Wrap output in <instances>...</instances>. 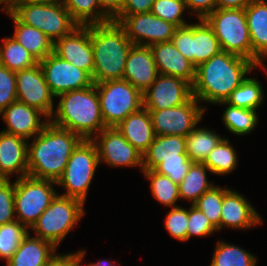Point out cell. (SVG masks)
<instances>
[{
  "instance_id": "6da1fadb",
  "label": "cell",
  "mask_w": 267,
  "mask_h": 266,
  "mask_svg": "<svg viewBox=\"0 0 267 266\" xmlns=\"http://www.w3.org/2000/svg\"><path fill=\"white\" fill-rule=\"evenodd\" d=\"M255 67L246 58L221 51L196 67L192 96L208 105L226 101Z\"/></svg>"
},
{
  "instance_id": "7a4b0ae2",
  "label": "cell",
  "mask_w": 267,
  "mask_h": 266,
  "mask_svg": "<svg viewBox=\"0 0 267 266\" xmlns=\"http://www.w3.org/2000/svg\"><path fill=\"white\" fill-rule=\"evenodd\" d=\"M32 140L28 142V176L57 182L83 139L49 121Z\"/></svg>"
},
{
  "instance_id": "3957f363",
  "label": "cell",
  "mask_w": 267,
  "mask_h": 266,
  "mask_svg": "<svg viewBox=\"0 0 267 266\" xmlns=\"http://www.w3.org/2000/svg\"><path fill=\"white\" fill-rule=\"evenodd\" d=\"M56 98L60 100L49 119L52 124L79 135L83 140H92L106 128L95 84L64 92Z\"/></svg>"
},
{
  "instance_id": "277c9868",
  "label": "cell",
  "mask_w": 267,
  "mask_h": 266,
  "mask_svg": "<svg viewBox=\"0 0 267 266\" xmlns=\"http://www.w3.org/2000/svg\"><path fill=\"white\" fill-rule=\"evenodd\" d=\"M94 54L93 84L123 79L126 59L134 45L115 21L90 25Z\"/></svg>"
},
{
  "instance_id": "5b68a950",
  "label": "cell",
  "mask_w": 267,
  "mask_h": 266,
  "mask_svg": "<svg viewBox=\"0 0 267 266\" xmlns=\"http://www.w3.org/2000/svg\"><path fill=\"white\" fill-rule=\"evenodd\" d=\"M11 13L22 23L35 27L55 43L79 25L72 19L62 0L53 2L21 1Z\"/></svg>"
},
{
  "instance_id": "8992f818",
  "label": "cell",
  "mask_w": 267,
  "mask_h": 266,
  "mask_svg": "<svg viewBox=\"0 0 267 266\" xmlns=\"http://www.w3.org/2000/svg\"><path fill=\"white\" fill-rule=\"evenodd\" d=\"M85 213L82 201L57 194L31 230L36 232V237L58 248Z\"/></svg>"
},
{
  "instance_id": "52a82bcc",
  "label": "cell",
  "mask_w": 267,
  "mask_h": 266,
  "mask_svg": "<svg viewBox=\"0 0 267 266\" xmlns=\"http://www.w3.org/2000/svg\"><path fill=\"white\" fill-rule=\"evenodd\" d=\"M204 20L217 37L222 51L252 61V45L244 9H215Z\"/></svg>"
},
{
  "instance_id": "ba28073f",
  "label": "cell",
  "mask_w": 267,
  "mask_h": 266,
  "mask_svg": "<svg viewBox=\"0 0 267 266\" xmlns=\"http://www.w3.org/2000/svg\"><path fill=\"white\" fill-rule=\"evenodd\" d=\"M100 162L96 145L92 140H82L71 154L65 170L56 185L66 191L63 196L86 201L90 184Z\"/></svg>"
},
{
  "instance_id": "9c48e42d",
  "label": "cell",
  "mask_w": 267,
  "mask_h": 266,
  "mask_svg": "<svg viewBox=\"0 0 267 266\" xmlns=\"http://www.w3.org/2000/svg\"><path fill=\"white\" fill-rule=\"evenodd\" d=\"M56 182L31 176L15 180V217L28 231L56 197Z\"/></svg>"
},
{
  "instance_id": "30bf717a",
  "label": "cell",
  "mask_w": 267,
  "mask_h": 266,
  "mask_svg": "<svg viewBox=\"0 0 267 266\" xmlns=\"http://www.w3.org/2000/svg\"><path fill=\"white\" fill-rule=\"evenodd\" d=\"M106 127H115L129 114L143 107L142 93L125 79L95 84Z\"/></svg>"
},
{
  "instance_id": "8fae6325",
  "label": "cell",
  "mask_w": 267,
  "mask_h": 266,
  "mask_svg": "<svg viewBox=\"0 0 267 266\" xmlns=\"http://www.w3.org/2000/svg\"><path fill=\"white\" fill-rule=\"evenodd\" d=\"M177 27L172 42L196 67L222 51L211 27L204 19Z\"/></svg>"
},
{
  "instance_id": "7c38bea8",
  "label": "cell",
  "mask_w": 267,
  "mask_h": 266,
  "mask_svg": "<svg viewBox=\"0 0 267 266\" xmlns=\"http://www.w3.org/2000/svg\"><path fill=\"white\" fill-rule=\"evenodd\" d=\"M192 96L183 105L162 110H148L155 135H181L186 137L202 120L205 105Z\"/></svg>"
},
{
  "instance_id": "4fadbf2b",
  "label": "cell",
  "mask_w": 267,
  "mask_h": 266,
  "mask_svg": "<svg viewBox=\"0 0 267 266\" xmlns=\"http://www.w3.org/2000/svg\"><path fill=\"white\" fill-rule=\"evenodd\" d=\"M112 20L124 29L134 45L148 47L156 43L171 42L177 28L151 12L116 15Z\"/></svg>"
},
{
  "instance_id": "5bb4252c",
  "label": "cell",
  "mask_w": 267,
  "mask_h": 266,
  "mask_svg": "<svg viewBox=\"0 0 267 266\" xmlns=\"http://www.w3.org/2000/svg\"><path fill=\"white\" fill-rule=\"evenodd\" d=\"M92 141L96 145L99 162L110 167H140L143 171V155L133 147L116 127H106Z\"/></svg>"
},
{
  "instance_id": "9a60e30c",
  "label": "cell",
  "mask_w": 267,
  "mask_h": 266,
  "mask_svg": "<svg viewBox=\"0 0 267 266\" xmlns=\"http://www.w3.org/2000/svg\"><path fill=\"white\" fill-rule=\"evenodd\" d=\"M51 93L58 95L93 85L92 77L82 69L60 58L54 52L38 62Z\"/></svg>"
},
{
  "instance_id": "2e32d148",
  "label": "cell",
  "mask_w": 267,
  "mask_h": 266,
  "mask_svg": "<svg viewBox=\"0 0 267 266\" xmlns=\"http://www.w3.org/2000/svg\"><path fill=\"white\" fill-rule=\"evenodd\" d=\"M17 101L43 112L50 119L54 112L55 96L45 81L43 71L35 66L15 72Z\"/></svg>"
},
{
  "instance_id": "e0dca14e",
  "label": "cell",
  "mask_w": 267,
  "mask_h": 266,
  "mask_svg": "<svg viewBox=\"0 0 267 266\" xmlns=\"http://www.w3.org/2000/svg\"><path fill=\"white\" fill-rule=\"evenodd\" d=\"M142 96L147 110H162L186 103L192 97V86L183 79L159 74Z\"/></svg>"
},
{
  "instance_id": "ac0fdd59",
  "label": "cell",
  "mask_w": 267,
  "mask_h": 266,
  "mask_svg": "<svg viewBox=\"0 0 267 266\" xmlns=\"http://www.w3.org/2000/svg\"><path fill=\"white\" fill-rule=\"evenodd\" d=\"M53 52L91 77L94 72V54L90 38V25L78 26L69 35L53 45Z\"/></svg>"
},
{
  "instance_id": "d6986e66",
  "label": "cell",
  "mask_w": 267,
  "mask_h": 266,
  "mask_svg": "<svg viewBox=\"0 0 267 266\" xmlns=\"http://www.w3.org/2000/svg\"><path fill=\"white\" fill-rule=\"evenodd\" d=\"M6 125L3 132L32 139L49 123L47 116L40 110L16 101L0 112ZM45 117L43 120L42 118ZM43 121V122H42Z\"/></svg>"
},
{
  "instance_id": "ffe728a7",
  "label": "cell",
  "mask_w": 267,
  "mask_h": 266,
  "mask_svg": "<svg viewBox=\"0 0 267 266\" xmlns=\"http://www.w3.org/2000/svg\"><path fill=\"white\" fill-rule=\"evenodd\" d=\"M259 224H262V218L255 207L244 195L229 189L223 196L220 230L223 227L245 230Z\"/></svg>"
},
{
  "instance_id": "44dd1931",
  "label": "cell",
  "mask_w": 267,
  "mask_h": 266,
  "mask_svg": "<svg viewBox=\"0 0 267 266\" xmlns=\"http://www.w3.org/2000/svg\"><path fill=\"white\" fill-rule=\"evenodd\" d=\"M28 140L23 137L0 132V178L16 179L28 176Z\"/></svg>"
},
{
  "instance_id": "7402d4cb",
  "label": "cell",
  "mask_w": 267,
  "mask_h": 266,
  "mask_svg": "<svg viewBox=\"0 0 267 266\" xmlns=\"http://www.w3.org/2000/svg\"><path fill=\"white\" fill-rule=\"evenodd\" d=\"M149 47L159 74L177 77L193 85L196 66L182 55L172 41L156 43Z\"/></svg>"
},
{
  "instance_id": "603a6c76",
  "label": "cell",
  "mask_w": 267,
  "mask_h": 266,
  "mask_svg": "<svg viewBox=\"0 0 267 266\" xmlns=\"http://www.w3.org/2000/svg\"><path fill=\"white\" fill-rule=\"evenodd\" d=\"M252 45V62L264 71L267 59V1L252 0L244 9Z\"/></svg>"
},
{
  "instance_id": "cb8c5ba5",
  "label": "cell",
  "mask_w": 267,
  "mask_h": 266,
  "mask_svg": "<svg viewBox=\"0 0 267 266\" xmlns=\"http://www.w3.org/2000/svg\"><path fill=\"white\" fill-rule=\"evenodd\" d=\"M158 75L150 47L133 45L127 55L123 79L144 93Z\"/></svg>"
},
{
  "instance_id": "d4e9b609",
  "label": "cell",
  "mask_w": 267,
  "mask_h": 266,
  "mask_svg": "<svg viewBox=\"0 0 267 266\" xmlns=\"http://www.w3.org/2000/svg\"><path fill=\"white\" fill-rule=\"evenodd\" d=\"M115 127L142 155L155 138L151 117L145 107L129 114Z\"/></svg>"
},
{
  "instance_id": "484cf974",
  "label": "cell",
  "mask_w": 267,
  "mask_h": 266,
  "mask_svg": "<svg viewBox=\"0 0 267 266\" xmlns=\"http://www.w3.org/2000/svg\"><path fill=\"white\" fill-rule=\"evenodd\" d=\"M56 251L51 242L31 236L29 231L6 266H45Z\"/></svg>"
},
{
  "instance_id": "4316f807",
  "label": "cell",
  "mask_w": 267,
  "mask_h": 266,
  "mask_svg": "<svg viewBox=\"0 0 267 266\" xmlns=\"http://www.w3.org/2000/svg\"><path fill=\"white\" fill-rule=\"evenodd\" d=\"M163 159H189L186 153V137L155 135L143 154V170H153Z\"/></svg>"
},
{
  "instance_id": "83f0119b",
  "label": "cell",
  "mask_w": 267,
  "mask_h": 266,
  "mask_svg": "<svg viewBox=\"0 0 267 266\" xmlns=\"http://www.w3.org/2000/svg\"><path fill=\"white\" fill-rule=\"evenodd\" d=\"M14 22L13 38L19 42L38 62L53 52L54 43L40 30L20 22L11 12L7 13Z\"/></svg>"
},
{
  "instance_id": "f1b7e54d",
  "label": "cell",
  "mask_w": 267,
  "mask_h": 266,
  "mask_svg": "<svg viewBox=\"0 0 267 266\" xmlns=\"http://www.w3.org/2000/svg\"><path fill=\"white\" fill-rule=\"evenodd\" d=\"M207 171L210 172L203 163L194 162L191 165L178 185L180 199L191 201L190 204L193 205L203 193L215 185L213 181L209 182L207 179Z\"/></svg>"
},
{
  "instance_id": "f546056e",
  "label": "cell",
  "mask_w": 267,
  "mask_h": 266,
  "mask_svg": "<svg viewBox=\"0 0 267 266\" xmlns=\"http://www.w3.org/2000/svg\"><path fill=\"white\" fill-rule=\"evenodd\" d=\"M224 137L207 128H194L186 136V153L193 162L203 163Z\"/></svg>"
},
{
  "instance_id": "4dcf8cb0",
  "label": "cell",
  "mask_w": 267,
  "mask_h": 266,
  "mask_svg": "<svg viewBox=\"0 0 267 266\" xmlns=\"http://www.w3.org/2000/svg\"><path fill=\"white\" fill-rule=\"evenodd\" d=\"M215 105H227L222 115L223 125L227 131L234 135H247L258 126V114L256 110L234 107L221 101Z\"/></svg>"
},
{
  "instance_id": "1f68e13d",
  "label": "cell",
  "mask_w": 267,
  "mask_h": 266,
  "mask_svg": "<svg viewBox=\"0 0 267 266\" xmlns=\"http://www.w3.org/2000/svg\"><path fill=\"white\" fill-rule=\"evenodd\" d=\"M79 26L103 24L112 19L101 9L99 0H62Z\"/></svg>"
},
{
  "instance_id": "d6a6232c",
  "label": "cell",
  "mask_w": 267,
  "mask_h": 266,
  "mask_svg": "<svg viewBox=\"0 0 267 266\" xmlns=\"http://www.w3.org/2000/svg\"><path fill=\"white\" fill-rule=\"evenodd\" d=\"M263 101L264 90L261 82L248 76L230 94L225 102L234 107L258 110Z\"/></svg>"
},
{
  "instance_id": "836d02e7",
  "label": "cell",
  "mask_w": 267,
  "mask_h": 266,
  "mask_svg": "<svg viewBox=\"0 0 267 266\" xmlns=\"http://www.w3.org/2000/svg\"><path fill=\"white\" fill-rule=\"evenodd\" d=\"M210 266H256L254 254L224 240L217 241Z\"/></svg>"
},
{
  "instance_id": "e575fe53",
  "label": "cell",
  "mask_w": 267,
  "mask_h": 266,
  "mask_svg": "<svg viewBox=\"0 0 267 266\" xmlns=\"http://www.w3.org/2000/svg\"><path fill=\"white\" fill-rule=\"evenodd\" d=\"M0 45V64L14 72L31 68L38 61L12 36L3 38Z\"/></svg>"
},
{
  "instance_id": "d590c367",
  "label": "cell",
  "mask_w": 267,
  "mask_h": 266,
  "mask_svg": "<svg viewBox=\"0 0 267 266\" xmlns=\"http://www.w3.org/2000/svg\"><path fill=\"white\" fill-rule=\"evenodd\" d=\"M233 147L229 139L225 138L224 135V138L203 162L210 170V173L224 176L235 170L238 165V155Z\"/></svg>"
},
{
  "instance_id": "8d00e7d4",
  "label": "cell",
  "mask_w": 267,
  "mask_h": 266,
  "mask_svg": "<svg viewBox=\"0 0 267 266\" xmlns=\"http://www.w3.org/2000/svg\"><path fill=\"white\" fill-rule=\"evenodd\" d=\"M142 173L150 180V190L153 198L163 206L171 208L179 206L176 201L180 200L178 184L168 176L157 173L154 170H143Z\"/></svg>"
},
{
  "instance_id": "74e56055",
  "label": "cell",
  "mask_w": 267,
  "mask_h": 266,
  "mask_svg": "<svg viewBox=\"0 0 267 266\" xmlns=\"http://www.w3.org/2000/svg\"><path fill=\"white\" fill-rule=\"evenodd\" d=\"M228 188H222L214 185L211 189L203 193L198 200L193 204L211 221V223L220 230L221 207L223 196L228 191Z\"/></svg>"
},
{
  "instance_id": "f35d334b",
  "label": "cell",
  "mask_w": 267,
  "mask_h": 266,
  "mask_svg": "<svg viewBox=\"0 0 267 266\" xmlns=\"http://www.w3.org/2000/svg\"><path fill=\"white\" fill-rule=\"evenodd\" d=\"M28 232L18 221L0 225V258L7 262Z\"/></svg>"
},
{
  "instance_id": "ab89813d",
  "label": "cell",
  "mask_w": 267,
  "mask_h": 266,
  "mask_svg": "<svg viewBox=\"0 0 267 266\" xmlns=\"http://www.w3.org/2000/svg\"><path fill=\"white\" fill-rule=\"evenodd\" d=\"M187 11L184 0H155L151 13L176 27H182L189 23L182 17Z\"/></svg>"
},
{
  "instance_id": "60d3db41",
  "label": "cell",
  "mask_w": 267,
  "mask_h": 266,
  "mask_svg": "<svg viewBox=\"0 0 267 266\" xmlns=\"http://www.w3.org/2000/svg\"><path fill=\"white\" fill-rule=\"evenodd\" d=\"M165 228L171 238L179 241H187L188 209L184 207H173L165 217Z\"/></svg>"
},
{
  "instance_id": "b9f144b4",
  "label": "cell",
  "mask_w": 267,
  "mask_h": 266,
  "mask_svg": "<svg viewBox=\"0 0 267 266\" xmlns=\"http://www.w3.org/2000/svg\"><path fill=\"white\" fill-rule=\"evenodd\" d=\"M216 231L218 232V229L211 223L205 214L196 206L190 205L188 209L187 240L189 241L193 236H210Z\"/></svg>"
},
{
  "instance_id": "7bdbcfd3",
  "label": "cell",
  "mask_w": 267,
  "mask_h": 266,
  "mask_svg": "<svg viewBox=\"0 0 267 266\" xmlns=\"http://www.w3.org/2000/svg\"><path fill=\"white\" fill-rule=\"evenodd\" d=\"M14 195L15 181L0 178V225L16 221Z\"/></svg>"
},
{
  "instance_id": "ee69618b",
  "label": "cell",
  "mask_w": 267,
  "mask_h": 266,
  "mask_svg": "<svg viewBox=\"0 0 267 266\" xmlns=\"http://www.w3.org/2000/svg\"><path fill=\"white\" fill-rule=\"evenodd\" d=\"M193 163L190 159H163L153 170L179 185Z\"/></svg>"
},
{
  "instance_id": "f6af8a7d",
  "label": "cell",
  "mask_w": 267,
  "mask_h": 266,
  "mask_svg": "<svg viewBox=\"0 0 267 266\" xmlns=\"http://www.w3.org/2000/svg\"><path fill=\"white\" fill-rule=\"evenodd\" d=\"M16 101L15 72L0 64V112Z\"/></svg>"
},
{
  "instance_id": "bcb514c9",
  "label": "cell",
  "mask_w": 267,
  "mask_h": 266,
  "mask_svg": "<svg viewBox=\"0 0 267 266\" xmlns=\"http://www.w3.org/2000/svg\"><path fill=\"white\" fill-rule=\"evenodd\" d=\"M86 250H79L74 253H54L45 266H80Z\"/></svg>"
},
{
  "instance_id": "7dc6e473",
  "label": "cell",
  "mask_w": 267,
  "mask_h": 266,
  "mask_svg": "<svg viewBox=\"0 0 267 266\" xmlns=\"http://www.w3.org/2000/svg\"><path fill=\"white\" fill-rule=\"evenodd\" d=\"M187 10L196 15L198 19H204L216 9V0H184Z\"/></svg>"
},
{
  "instance_id": "c3c4849f",
  "label": "cell",
  "mask_w": 267,
  "mask_h": 266,
  "mask_svg": "<svg viewBox=\"0 0 267 266\" xmlns=\"http://www.w3.org/2000/svg\"><path fill=\"white\" fill-rule=\"evenodd\" d=\"M155 0H124L122 10L117 15H133L151 12Z\"/></svg>"
},
{
  "instance_id": "681fc988",
  "label": "cell",
  "mask_w": 267,
  "mask_h": 266,
  "mask_svg": "<svg viewBox=\"0 0 267 266\" xmlns=\"http://www.w3.org/2000/svg\"><path fill=\"white\" fill-rule=\"evenodd\" d=\"M124 0H99L101 9L113 19L121 10Z\"/></svg>"
},
{
  "instance_id": "f907efd6",
  "label": "cell",
  "mask_w": 267,
  "mask_h": 266,
  "mask_svg": "<svg viewBox=\"0 0 267 266\" xmlns=\"http://www.w3.org/2000/svg\"><path fill=\"white\" fill-rule=\"evenodd\" d=\"M252 0H216L217 9H245Z\"/></svg>"
},
{
  "instance_id": "816d5d0a",
  "label": "cell",
  "mask_w": 267,
  "mask_h": 266,
  "mask_svg": "<svg viewBox=\"0 0 267 266\" xmlns=\"http://www.w3.org/2000/svg\"><path fill=\"white\" fill-rule=\"evenodd\" d=\"M21 1L23 0H0V5L3 6L2 11H5V13H10Z\"/></svg>"
},
{
  "instance_id": "f5cc1de1",
  "label": "cell",
  "mask_w": 267,
  "mask_h": 266,
  "mask_svg": "<svg viewBox=\"0 0 267 266\" xmlns=\"http://www.w3.org/2000/svg\"><path fill=\"white\" fill-rule=\"evenodd\" d=\"M114 261V262H113ZM117 263V265H116ZM119 262H115V260H98V262L96 263H89L87 266H119Z\"/></svg>"
},
{
  "instance_id": "db71d44e",
  "label": "cell",
  "mask_w": 267,
  "mask_h": 266,
  "mask_svg": "<svg viewBox=\"0 0 267 266\" xmlns=\"http://www.w3.org/2000/svg\"><path fill=\"white\" fill-rule=\"evenodd\" d=\"M23 1H32V2H53V1H60V0H23Z\"/></svg>"
}]
</instances>
